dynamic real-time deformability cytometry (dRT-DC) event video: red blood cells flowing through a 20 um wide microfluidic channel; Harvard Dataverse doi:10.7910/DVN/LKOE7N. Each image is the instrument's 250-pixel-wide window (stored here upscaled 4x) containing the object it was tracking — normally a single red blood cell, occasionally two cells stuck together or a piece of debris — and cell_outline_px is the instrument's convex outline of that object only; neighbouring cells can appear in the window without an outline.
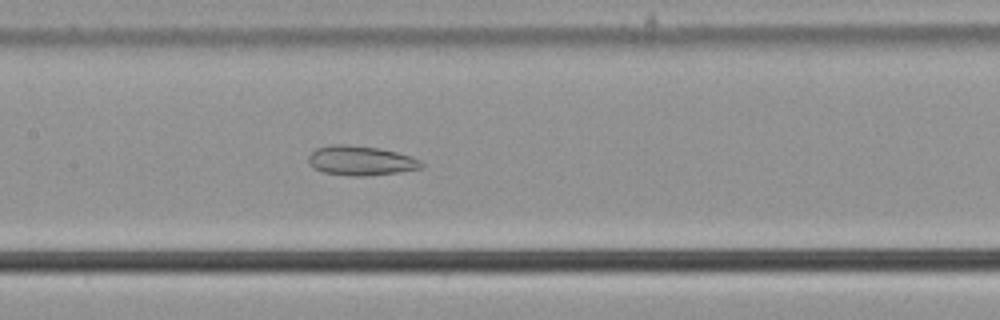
{"species": "common noctule bat (a hibernating species)", "species_latin": "Nyctalus noctula", "temperature_condition": "cold", "stored_images_in_passage": 55, "camera_frame_rate_fps": 3000, "um_per_image_px": 0.085, "animal": {"sex": "male", "body_mass_g": 21.5, "forearm_length_mm": 52.0}, "frame": {"image": 1, "passage_image": 27, "time_ms": 8.667, "image_size_px": [1000, 320], "cell_outline_px": [[424, 168], [400, 172], [368, 176], [348, 176], [324, 172], [312, 168], [308, 164], [308, 156], [316, 148], [328, 144], [344, 144], [380, 148], [396, 152], [420, 160], [424, 164]], "centroid_in_image_um": [30.64, 13.66], "position_along_channel_um": 176.8, "area_um2": 19.71}}
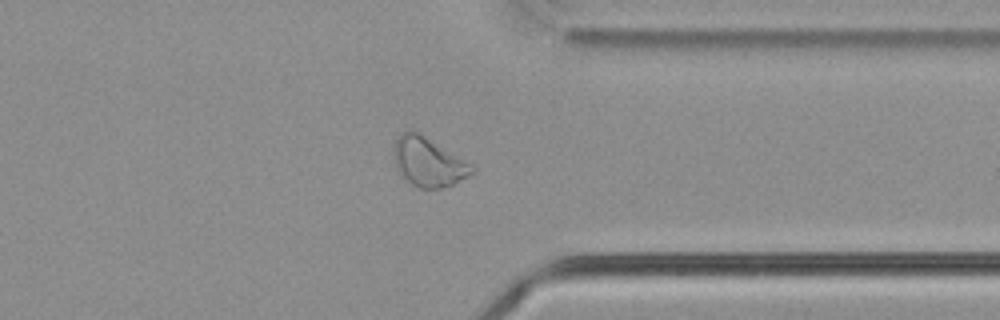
{"frame": {"image": 2, "passage_image": 43, "time_ms": 14.0, "image_size_px": [1000, 320], "cell_outline_px": [[476, 172], [452, 184], [440, 188], [420, 188], [412, 184], [396, 168], [392, 156], [392, 152], [396, 140], [404, 132], [420, 132], [472, 164], [476, 168]], "centroid_in_image_um": [36.43, 13.76], "position_along_channel_um": 375.0, "area_um2": 22.2}}
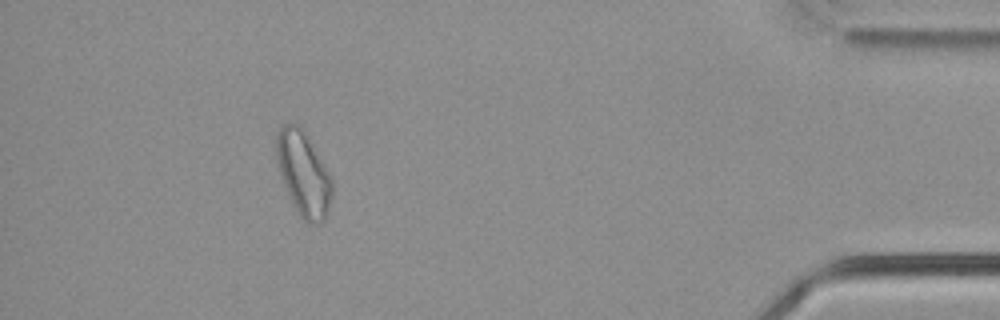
{"frame": {"image": 3, "passage_image": 50, "time_ms": 16.333, "image_size_px": [1000, 320], "cell_outline_px": [[332, 196], [324, 220], [320, 224], [308, 224], [300, 216], [292, 204], [284, 184], [276, 160], [276, 132], [284, 124], [300, 124], [308, 136], [328, 172], [332, 180]], "centroid_in_image_um": [25.78, 14.76], "position_along_channel_um": 409.4, "area_um2": 27.28}, "authors_computed_cell_mechanics": {"area_um2": 25.7788, "velocity_mm_per_s": 3.7749, "shape_relaxation_time_tau1_ms": null, "shape_relaxation_time_tau2_ms": 2.2351, "deformation_change_tau1": null, "deformation_change_tau2": 0.0898}}